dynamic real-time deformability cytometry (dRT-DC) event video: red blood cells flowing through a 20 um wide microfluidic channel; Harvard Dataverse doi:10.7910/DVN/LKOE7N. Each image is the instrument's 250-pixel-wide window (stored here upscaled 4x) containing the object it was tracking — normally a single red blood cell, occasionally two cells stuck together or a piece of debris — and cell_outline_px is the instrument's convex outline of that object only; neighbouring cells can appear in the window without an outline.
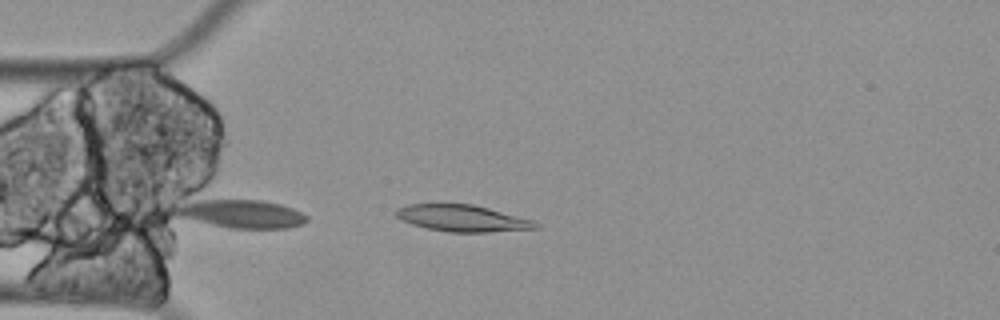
{"species": "Egyptian fruit bat (a non-hibernating species)", "species_latin": "Rousettus aegyptiacus", "temperature_condition": "cold", "stored_images_in_passage": 9, "camera_frame_rate_fps": 3000, "um_per_image_px": 0.085, "animal": {"sex": "female"}, "frame": {"image": 1, "passage_image": 9, "time_ms": 2.667, "image_size_px": [1000, 320], "cell_outline_px": [[540, 228], [488, 232], [448, 232], [428, 228], [412, 224], [396, 216], [396, 208], [408, 204], [472, 204], [488, 208], [532, 220], [540, 224]], "centroid_in_image_um": [39.31, 18.55], "position_along_channel_um": 45.7, "area_um2": 21.39}}